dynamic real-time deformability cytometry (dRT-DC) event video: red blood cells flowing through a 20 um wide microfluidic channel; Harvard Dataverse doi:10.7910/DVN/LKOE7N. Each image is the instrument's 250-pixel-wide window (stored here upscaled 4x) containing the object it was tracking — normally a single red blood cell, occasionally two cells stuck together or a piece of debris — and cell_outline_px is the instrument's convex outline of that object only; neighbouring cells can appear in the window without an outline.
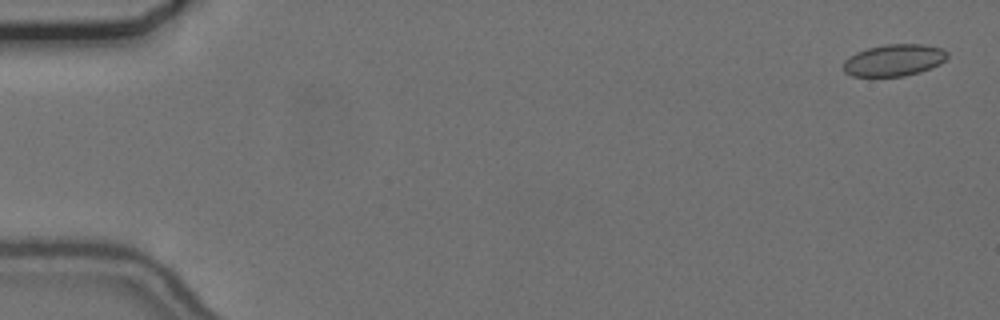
{"species": "common noctule bat (a hibernating species)", "species_latin": "Nyctalus noctula", "temperature_condition": "cold", "stored_images_in_passage": 10, "camera_frame_rate_fps": 3000, "um_per_image_px": 0.085, "animal": {"sex": "female", "body_mass_g": 24.6, "forearm_length_mm": 56.2}, "frame": {"image": 1, "passage_image": 2, "time_ms": 0.333, "image_size_px": [1000, 320], "cell_outline_px": [[948, 56], [940, 64], [920, 72], [904, 76], [852, 76], [844, 72], [844, 60], [848, 56], [856, 52], [868, 48], [884, 44], [920, 44], [940, 48], [948, 52]], "centroid_in_image_um": [75.97, 5.11], "position_along_channel_um": 9.0, "area_um2": 19.25}}